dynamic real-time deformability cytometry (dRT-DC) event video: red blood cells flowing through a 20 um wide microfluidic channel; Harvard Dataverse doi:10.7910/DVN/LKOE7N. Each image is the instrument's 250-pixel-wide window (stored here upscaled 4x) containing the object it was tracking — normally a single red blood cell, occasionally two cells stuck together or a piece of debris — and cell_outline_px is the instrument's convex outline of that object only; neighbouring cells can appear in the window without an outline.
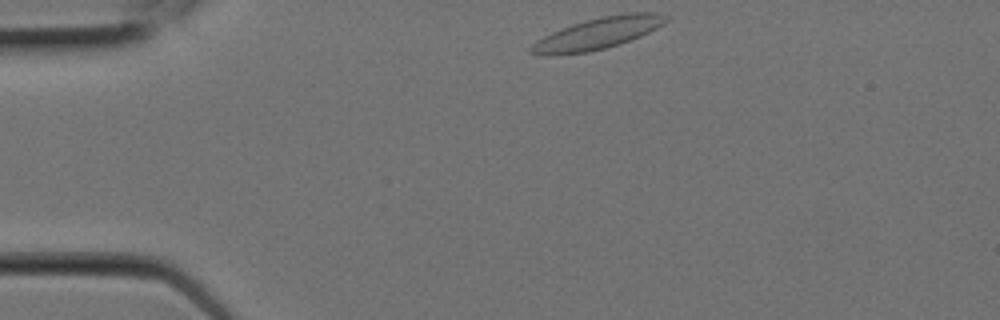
{"species": "Egyptian fruit bat (a non-hibernating species)", "species_latin": "Rousettus aegyptiacus", "temperature_condition": "room temperature", "stored_images_in_passage": 4, "camera_frame_rate_fps": 3000, "um_per_image_px": 0.085, "animal": {"sex": "female"}, "frame": {"image": 1, "passage_image": 1, "time_ms": 0.0, "image_size_px": [1000, 320], "cell_outline_px": [[668, 20], [664, 24], [640, 36], [604, 48], [588, 52], [556, 56], [540, 56], [528, 52], [528, 48], [536, 40], [560, 28], [572, 24], [604, 16], [628, 12], [656, 12], [668, 16]], "centroid_in_image_um": [50.74, 2.85], "position_along_channel_um": 34.3, "area_um2": 24.8}}
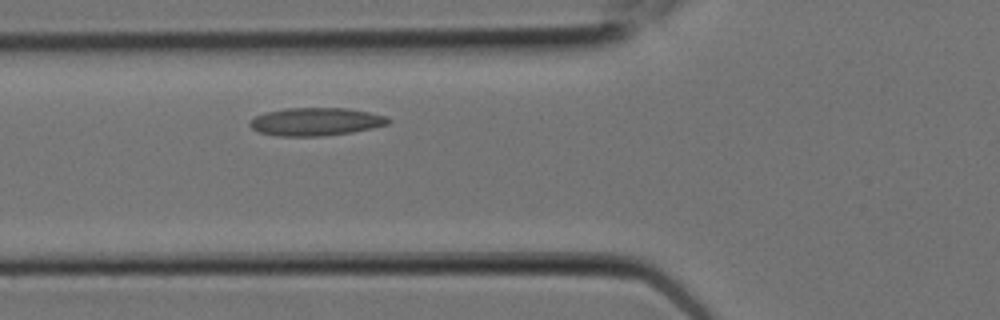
{"frame": {"image": 2, "passage_image": 4, "time_ms": 1.0, "image_size_px": [1000, 320], "cell_outline_px": [[392, 120], [388, 124], [372, 128], [352, 132], [324, 136], [276, 136], [260, 132], [252, 128], [248, 124], [256, 116], [264, 112], [288, 108], [348, 108], [368, 112], [384, 116]], "centroid_in_image_um": [26.84, 10.34], "position_along_channel_um": 99.0, "area_um2": 22.48}}